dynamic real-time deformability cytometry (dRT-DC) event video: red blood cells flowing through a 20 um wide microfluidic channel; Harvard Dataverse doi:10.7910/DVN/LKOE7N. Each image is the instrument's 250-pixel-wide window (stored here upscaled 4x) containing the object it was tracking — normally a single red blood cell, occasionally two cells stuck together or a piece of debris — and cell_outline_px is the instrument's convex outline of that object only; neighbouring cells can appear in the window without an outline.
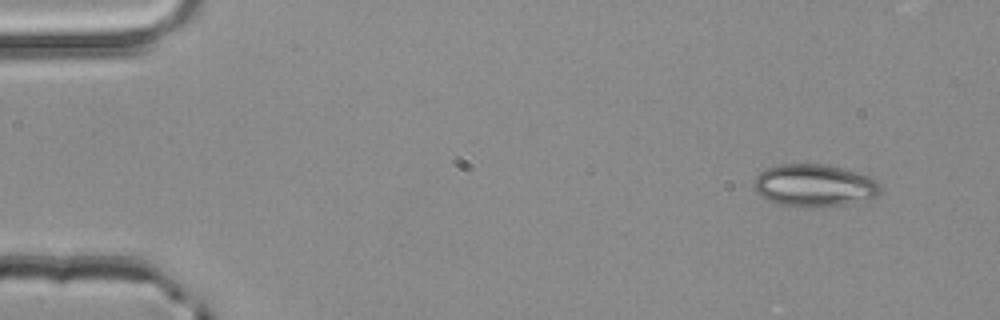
{"species": "common noctule bat (a hibernating species)", "species_latin": "Nyctalus noctula", "temperature_condition": "room temperature", "stored_images_in_passage": 49, "camera_frame_rate_fps": 3000, "um_per_image_px": 0.085, "animal": {"sex": "male", "body_mass_g": 20.4}, "frame": {"image": 1, "passage_image": 1, "time_ms": 0.0, "image_size_px": [1000, 320], "cell_outline_px": [[884, 188], [876, 196], [868, 200], [844, 204], [812, 208], [804, 208], [776, 204], [760, 196], [752, 188], [752, 180], [760, 172], [768, 168], [780, 164], [824, 164], [856, 172], [868, 176], [876, 180]], "centroid_in_image_um": [69.19, 15.78], "position_along_channel_um": 15.8, "area_um2": 31.73}}
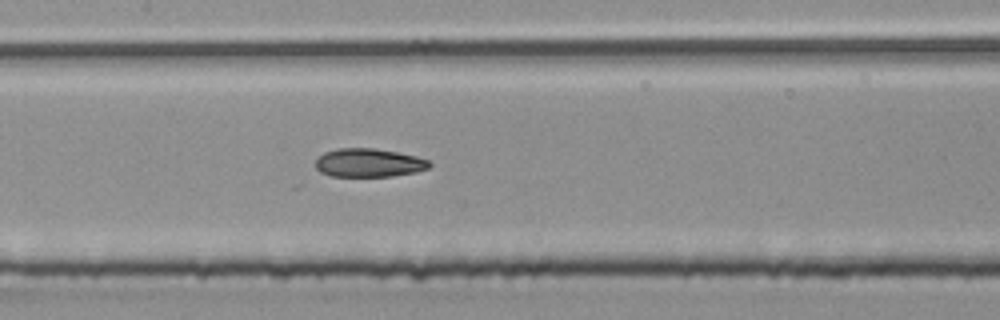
{"frame": {"image": 2, "passage_image": 22, "time_ms": 7.0, "image_size_px": [1000, 320], "cell_outline_px": [[432, 164], [428, 168], [416, 172], [392, 176], [332, 176], [320, 172], [316, 168], [316, 160], [324, 152], [336, 148], [376, 148], [416, 156], [428, 160]], "centroid_in_image_um": [31.34, 13.83], "position_along_channel_um": 176.1, "area_um2": 18.9}}
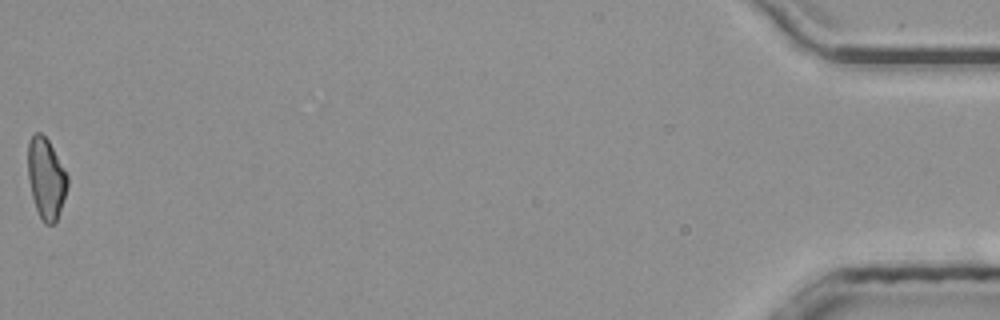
{"frame": {"image": 3, "passage_image": 49, "time_ms": 16.0, "image_size_px": [1000, 320], "cell_outline_px": [[68, 184], [56, 224], [44, 224], [36, 208], [32, 196], [28, 176], [28, 140], [36, 132], [40, 132], [48, 140], [68, 176]], "centroid_in_image_um": [3.91, 15.17], "position_along_channel_um": 431.3, "area_um2": 18.44}, "authors_computed_cell_mechanics": {"area_um2": 19.7098, "velocity_mm_per_s": 4.0034, "shape_relaxation_time_tau1_ms": 6.2217, "shape_relaxation_time_tau2_ms": null, "deformation_change_tau1": 0.1781, "deformation_change_tau2": null}}